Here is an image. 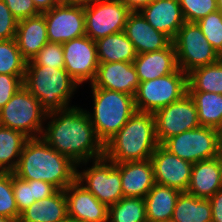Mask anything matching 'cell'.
<instances>
[{
    "instance_id": "cell-18",
    "label": "cell",
    "mask_w": 222,
    "mask_h": 222,
    "mask_svg": "<svg viewBox=\"0 0 222 222\" xmlns=\"http://www.w3.org/2000/svg\"><path fill=\"white\" fill-rule=\"evenodd\" d=\"M124 33L133 43L137 54L159 51L172 43L169 36L154 29L140 12L129 14Z\"/></svg>"
},
{
    "instance_id": "cell-41",
    "label": "cell",
    "mask_w": 222,
    "mask_h": 222,
    "mask_svg": "<svg viewBox=\"0 0 222 222\" xmlns=\"http://www.w3.org/2000/svg\"><path fill=\"white\" fill-rule=\"evenodd\" d=\"M57 191L58 189L50 183L40 180H33V192L36 202L46 197L52 196Z\"/></svg>"
},
{
    "instance_id": "cell-8",
    "label": "cell",
    "mask_w": 222,
    "mask_h": 222,
    "mask_svg": "<svg viewBox=\"0 0 222 222\" xmlns=\"http://www.w3.org/2000/svg\"><path fill=\"white\" fill-rule=\"evenodd\" d=\"M172 42L178 67L186 74L221 59L196 22H185Z\"/></svg>"
},
{
    "instance_id": "cell-16",
    "label": "cell",
    "mask_w": 222,
    "mask_h": 222,
    "mask_svg": "<svg viewBox=\"0 0 222 222\" xmlns=\"http://www.w3.org/2000/svg\"><path fill=\"white\" fill-rule=\"evenodd\" d=\"M64 192L68 217L77 222H108V207L76 180Z\"/></svg>"
},
{
    "instance_id": "cell-52",
    "label": "cell",
    "mask_w": 222,
    "mask_h": 222,
    "mask_svg": "<svg viewBox=\"0 0 222 222\" xmlns=\"http://www.w3.org/2000/svg\"><path fill=\"white\" fill-rule=\"evenodd\" d=\"M163 222H174L173 220H167V221H163Z\"/></svg>"
},
{
    "instance_id": "cell-50",
    "label": "cell",
    "mask_w": 222,
    "mask_h": 222,
    "mask_svg": "<svg viewBox=\"0 0 222 222\" xmlns=\"http://www.w3.org/2000/svg\"><path fill=\"white\" fill-rule=\"evenodd\" d=\"M59 222H77V221L74 220L73 218L67 217L66 219L59 221Z\"/></svg>"
},
{
    "instance_id": "cell-25",
    "label": "cell",
    "mask_w": 222,
    "mask_h": 222,
    "mask_svg": "<svg viewBox=\"0 0 222 222\" xmlns=\"http://www.w3.org/2000/svg\"><path fill=\"white\" fill-rule=\"evenodd\" d=\"M181 191L155 183L145 198L147 222L171 220Z\"/></svg>"
},
{
    "instance_id": "cell-14",
    "label": "cell",
    "mask_w": 222,
    "mask_h": 222,
    "mask_svg": "<svg viewBox=\"0 0 222 222\" xmlns=\"http://www.w3.org/2000/svg\"><path fill=\"white\" fill-rule=\"evenodd\" d=\"M64 69L80 86L92 83L99 66L95 41L88 36H81L63 44Z\"/></svg>"
},
{
    "instance_id": "cell-19",
    "label": "cell",
    "mask_w": 222,
    "mask_h": 222,
    "mask_svg": "<svg viewBox=\"0 0 222 222\" xmlns=\"http://www.w3.org/2000/svg\"><path fill=\"white\" fill-rule=\"evenodd\" d=\"M140 13L154 29L172 40L186 22L179 0H153Z\"/></svg>"
},
{
    "instance_id": "cell-7",
    "label": "cell",
    "mask_w": 222,
    "mask_h": 222,
    "mask_svg": "<svg viewBox=\"0 0 222 222\" xmlns=\"http://www.w3.org/2000/svg\"><path fill=\"white\" fill-rule=\"evenodd\" d=\"M187 74L178 68L164 77L140 82L134 96L136 111L154 114L187 93Z\"/></svg>"
},
{
    "instance_id": "cell-30",
    "label": "cell",
    "mask_w": 222,
    "mask_h": 222,
    "mask_svg": "<svg viewBox=\"0 0 222 222\" xmlns=\"http://www.w3.org/2000/svg\"><path fill=\"white\" fill-rule=\"evenodd\" d=\"M187 91L222 94V58L216 63L196 68L187 74Z\"/></svg>"
},
{
    "instance_id": "cell-9",
    "label": "cell",
    "mask_w": 222,
    "mask_h": 222,
    "mask_svg": "<svg viewBox=\"0 0 222 222\" xmlns=\"http://www.w3.org/2000/svg\"><path fill=\"white\" fill-rule=\"evenodd\" d=\"M76 181L107 207L124 197L120 169L105 157L93 160L81 171L76 169Z\"/></svg>"
},
{
    "instance_id": "cell-44",
    "label": "cell",
    "mask_w": 222,
    "mask_h": 222,
    "mask_svg": "<svg viewBox=\"0 0 222 222\" xmlns=\"http://www.w3.org/2000/svg\"><path fill=\"white\" fill-rule=\"evenodd\" d=\"M36 8L42 13L60 4L58 0H33Z\"/></svg>"
},
{
    "instance_id": "cell-38",
    "label": "cell",
    "mask_w": 222,
    "mask_h": 222,
    "mask_svg": "<svg viewBox=\"0 0 222 222\" xmlns=\"http://www.w3.org/2000/svg\"><path fill=\"white\" fill-rule=\"evenodd\" d=\"M25 75L0 74V109L12 98L17 90L23 86Z\"/></svg>"
},
{
    "instance_id": "cell-29",
    "label": "cell",
    "mask_w": 222,
    "mask_h": 222,
    "mask_svg": "<svg viewBox=\"0 0 222 222\" xmlns=\"http://www.w3.org/2000/svg\"><path fill=\"white\" fill-rule=\"evenodd\" d=\"M197 108L201 126L215 128L222 121V94L203 91H187Z\"/></svg>"
},
{
    "instance_id": "cell-15",
    "label": "cell",
    "mask_w": 222,
    "mask_h": 222,
    "mask_svg": "<svg viewBox=\"0 0 222 222\" xmlns=\"http://www.w3.org/2000/svg\"><path fill=\"white\" fill-rule=\"evenodd\" d=\"M155 183L186 192L192 170V163L171 154L159 145L151 156Z\"/></svg>"
},
{
    "instance_id": "cell-21",
    "label": "cell",
    "mask_w": 222,
    "mask_h": 222,
    "mask_svg": "<svg viewBox=\"0 0 222 222\" xmlns=\"http://www.w3.org/2000/svg\"><path fill=\"white\" fill-rule=\"evenodd\" d=\"M133 65L139 82L149 81L173 73L179 68L173 42L162 50L137 54Z\"/></svg>"
},
{
    "instance_id": "cell-34",
    "label": "cell",
    "mask_w": 222,
    "mask_h": 222,
    "mask_svg": "<svg viewBox=\"0 0 222 222\" xmlns=\"http://www.w3.org/2000/svg\"><path fill=\"white\" fill-rule=\"evenodd\" d=\"M196 23L208 42L222 56V13L217 10Z\"/></svg>"
},
{
    "instance_id": "cell-3",
    "label": "cell",
    "mask_w": 222,
    "mask_h": 222,
    "mask_svg": "<svg viewBox=\"0 0 222 222\" xmlns=\"http://www.w3.org/2000/svg\"><path fill=\"white\" fill-rule=\"evenodd\" d=\"M159 145L154 114L136 111L104 145V157L113 163L144 161Z\"/></svg>"
},
{
    "instance_id": "cell-22",
    "label": "cell",
    "mask_w": 222,
    "mask_h": 222,
    "mask_svg": "<svg viewBox=\"0 0 222 222\" xmlns=\"http://www.w3.org/2000/svg\"><path fill=\"white\" fill-rule=\"evenodd\" d=\"M219 189H222V172L217 158L192 165L187 193L198 198L210 199Z\"/></svg>"
},
{
    "instance_id": "cell-49",
    "label": "cell",
    "mask_w": 222,
    "mask_h": 222,
    "mask_svg": "<svg viewBox=\"0 0 222 222\" xmlns=\"http://www.w3.org/2000/svg\"><path fill=\"white\" fill-rule=\"evenodd\" d=\"M217 9L222 13V0H216Z\"/></svg>"
},
{
    "instance_id": "cell-43",
    "label": "cell",
    "mask_w": 222,
    "mask_h": 222,
    "mask_svg": "<svg viewBox=\"0 0 222 222\" xmlns=\"http://www.w3.org/2000/svg\"><path fill=\"white\" fill-rule=\"evenodd\" d=\"M123 3L131 12H140L144 7L153 0H119Z\"/></svg>"
},
{
    "instance_id": "cell-46",
    "label": "cell",
    "mask_w": 222,
    "mask_h": 222,
    "mask_svg": "<svg viewBox=\"0 0 222 222\" xmlns=\"http://www.w3.org/2000/svg\"><path fill=\"white\" fill-rule=\"evenodd\" d=\"M216 131L218 134L220 147H222V121H221L220 125L217 127Z\"/></svg>"
},
{
    "instance_id": "cell-35",
    "label": "cell",
    "mask_w": 222,
    "mask_h": 222,
    "mask_svg": "<svg viewBox=\"0 0 222 222\" xmlns=\"http://www.w3.org/2000/svg\"><path fill=\"white\" fill-rule=\"evenodd\" d=\"M179 2L186 22H197L218 10L216 0H179Z\"/></svg>"
},
{
    "instance_id": "cell-2",
    "label": "cell",
    "mask_w": 222,
    "mask_h": 222,
    "mask_svg": "<svg viewBox=\"0 0 222 222\" xmlns=\"http://www.w3.org/2000/svg\"><path fill=\"white\" fill-rule=\"evenodd\" d=\"M77 165L51 148L41 137L29 138L13 174L25 180H40L65 190L76 180Z\"/></svg>"
},
{
    "instance_id": "cell-48",
    "label": "cell",
    "mask_w": 222,
    "mask_h": 222,
    "mask_svg": "<svg viewBox=\"0 0 222 222\" xmlns=\"http://www.w3.org/2000/svg\"><path fill=\"white\" fill-rule=\"evenodd\" d=\"M0 222H19V221L11 219V218L4 217V216H0Z\"/></svg>"
},
{
    "instance_id": "cell-11",
    "label": "cell",
    "mask_w": 222,
    "mask_h": 222,
    "mask_svg": "<svg viewBox=\"0 0 222 222\" xmlns=\"http://www.w3.org/2000/svg\"><path fill=\"white\" fill-rule=\"evenodd\" d=\"M86 36L97 41L124 31L131 11L119 0H99L84 6Z\"/></svg>"
},
{
    "instance_id": "cell-23",
    "label": "cell",
    "mask_w": 222,
    "mask_h": 222,
    "mask_svg": "<svg viewBox=\"0 0 222 222\" xmlns=\"http://www.w3.org/2000/svg\"><path fill=\"white\" fill-rule=\"evenodd\" d=\"M15 40L22 56L31 60L49 42L44 15L18 21Z\"/></svg>"
},
{
    "instance_id": "cell-36",
    "label": "cell",
    "mask_w": 222,
    "mask_h": 222,
    "mask_svg": "<svg viewBox=\"0 0 222 222\" xmlns=\"http://www.w3.org/2000/svg\"><path fill=\"white\" fill-rule=\"evenodd\" d=\"M31 60L40 66L64 68L63 45L48 42Z\"/></svg>"
},
{
    "instance_id": "cell-6",
    "label": "cell",
    "mask_w": 222,
    "mask_h": 222,
    "mask_svg": "<svg viewBox=\"0 0 222 222\" xmlns=\"http://www.w3.org/2000/svg\"><path fill=\"white\" fill-rule=\"evenodd\" d=\"M46 115L39 100L23 85L0 109V125L19 131L28 138H39Z\"/></svg>"
},
{
    "instance_id": "cell-10",
    "label": "cell",
    "mask_w": 222,
    "mask_h": 222,
    "mask_svg": "<svg viewBox=\"0 0 222 222\" xmlns=\"http://www.w3.org/2000/svg\"><path fill=\"white\" fill-rule=\"evenodd\" d=\"M162 146L192 164L216 158L220 144L215 128L200 126L167 139Z\"/></svg>"
},
{
    "instance_id": "cell-45",
    "label": "cell",
    "mask_w": 222,
    "mask_h": 222,
    "mask_svg": "<svg viewBox=\"0 0 222 222\" xmlns=\"http://www.w3.org/2000/svg\"><path fill=\"white\" fill-rule=\"evenodd\" d=\"M99 0H69V4H75L80 6H87L93 4Z\"/></svg>"
},
{
    "instance_id": "cell-26",
    "label": "cell",
    "mask_w": 222,
    "mask_h": 222,
    "mask_svg": "<svg viewBox=\"0 0 222 222\" xmlns=\"http://www.w3.org/2000/svg\"><path fill=\"white\" fill-rule=\"evenodd\" d=\"M99 63L133 62L137 52L124 31L95 41Z\"/></svg>"
},
{
    "instance_id": "cell-42",
    "label": "cell",
    "mask_w": 222,
    "mask_h": 222,
    "mask_svg": "<svg viewBox=\"0 0 222 222\" xmlns=\"http://www.w3.org/2000/svg\"><path fill=\"white\" fill-rule=\"evenodd\" d=\"M212 222H222V189H219L210 199Z\"/></svg>"
},
{
    "instance_id": "cell-40",
    "label": "cell",
    "mask_w": 222,
    "mask_h": 222,
    "mask_svg": "<svg viewBox=\"0 0 222 222\" xmlns=\"http://www.w3.org/2000/svg\"><path fill=\"white\" fill-rule=\"evenodd\" d=\"M13 16L18 20L34 17L41 12L36 8L33 0H3Z\"/></svg>"
},
{
    "instance_id": "cell-28",
    "label": "cell",
    "mask_w": 222,
    "mask_h": 222,
    "mask_svg": "<svg viewBox=\"0 0 222 222\" xmlns=\"http://www.w3.org/2000/svg\"><path fill=\"white\" fill-rule=\"evenodd\" d=\"M29 138L23 133L0 125V172H13Z\"/></svg>"
},
{
    "instance_id": "cell-24",
    "label": "cell",
    "mask_w": 222,
    "mask_h": 222,
    "mask_svg": "<svg viewBox=\"0 0 222 222\" xmlns=\"http://www.w3.org/2000/svg\"><path fill=\"white\" fill-rule=\"evenodd\" d=\"M68 217L67 201L64 190L52 196L35 201L24 210L19 222H59Z\"/></svg>"
},
{
    "instance_id": "cell-4",
    "label": "cell",
    "mask_w": 222,
    "mask_h": 222,
    "mask_svg": "<svg viewBox=\"0 0 222 222\" xmlns=\"http://www.w3.org/2000/svg\"><path fill=\"white\" fill-rule=\"evenodd\" d=\"M23 85L47 113L71 107L70 100L79 87L64 68L40 66L32 60L27 61Z\"/></svg>"
},
{
    "instance_id": "cell-31",
    "label": "cell",
    "mask_w": 222,
    "mask_h": 222,
    "mask_svg": "<svg viewBox=\"0 0 222 222\" xmlns=\"http://www.w3.org/2000/svg\"><path fill=\"white\" fill-rule=\"evenodd\" d=\"M108 222H147L145 198L123 197L108 207Z\"/></svg>"
},
{
    "instance_id": "cell-20",
    "label": "cell",
    "mask_w": 222,
    "mask_h": 222,
    "mask_svg": "<svg viewBox=\"0 0 222 222\" xmlns=\"http://www.w3.org/2000/svg\"><path fill=\"white\" fill-rule=\"evenodd\" d=\"M120 169L124 197L144 198L155 184L151 159L115 163Z\"/></svg>"
},
{
    "instance_id": "cell-47",
    "label": "cell",
    "mask_w": 222,
    "mask_h": 222,
    "mask_svg": "<svg viewBox=\"0 0 222 222\" xmlns=\"http://www.w3.org/2000/svg\"><path fill=\"white\" fill-rule=\"evenodd\" d=\"M216 158L219 162V166H220V169H221V172H222V147H220L219 153L217 154Z\"/></svg>"
},
{
    "instance_id": "cell-12",
    "label": "cell",
    "mask_w": 222,
    "mask_h": 222,
    "mask_svg": "<svg viewBox=\"0 0 222 222\" xmlns=\"http://www.w3.org/2000/svg\"><path fill=\"white\" fill-rule=\"evenodd\" d=\"M156 137L162 145L167 139L200 127L197 108L187 92L179 100L154 113Z\"/></svg>"
},
{
    "instance_id": "cell-33",
    "label": "cell",
    "mask_w": 222,
    "mask_h": 222,
    "mask_svg": "<svg viewBox=\"0 0 222 222\" xmlns=\"http://www.w3.org/2000/svg\"><path fill=\"white\" fill-rule=\"evenodd\" d=\"M12 189V172H0V216L20 219Z\"/></svg>"
},
{
    "instance_id": "cell-5",
    "label": "cell",
    "mask_w": 222,
    "mask_h": 222,
    "mask_svg": "<svg viewBox=\"0 0 222 222\" xmlns=\"http://www.w3.org/2000/svg\"><path fill=\"white\" fill-rule=\"evenodd\" d=\"M93 113L87 111L97 137L105 145L136 112L134 96L103 88H91Z\"/></svg>"
},
{
    "instance_id": "cell-37",
    "label": "cell",
    "mask_w": 222,
    "mask_h": 222,
    "mask_svg": "<svg viewBox=\"0 0 222 222\" xmlns=\"http://www.w3.org/2000/svg\"><path fill=\"white\" fill-rule=\"evenodd\" d=\"M12 189L17 208L21 214L35 202L33 180L25 181L12 172Z\"/></svg>"
},
{
    "instance_id": "cell-32",
    "label": "cell",
    "mask_w": 222,
    "mask_h": 222,
    "mask_svg": "<svg viewBox=\"0 0 222 222\" xmlns=\"http://www.w3.org/2000/svg\"><path fill=\"white\" fill-rule=\"evenodd\" d=\"M27 60L22 56L15 38L0 40V74L25 75Z\"/></svg>"
},
{
    "instance_id": "cell-1",
    "label": "cell",
    "mask_w": 222,
    "mask_h": 222,
    "mask_svg": "<svg viewBox=\"0 0 222 222\" xmlns=\"http://www.w3.org/2000/svg\"><path fill=\"white\" fill-rule=\"evenodd\" d=\"M50 120L41 138L54 150L70 158L77 167L104 157V144L97 137L87 110L71 106L47 113Z\"/></svg>"
},
{
    "instance_id": "cell-13",
    "label": "cell",
    "mask_w": 222,
    "mask_h": 222,
    "mask_svg": "<svg viewBox=\"0 0 222 222\" xmlns=\"http://www.w3.org/2000/svg\"><path fill=\"white\" fill-rule=\"evenodd\" d=\"M42 14L50 43L63 44L86 35L84 6L60 3Z\"/></svg>"
},
{
    "instance_id": "cell-51",
    "label": "cell",
    "mask_w": 222,
    "mask_h": 222,
    "mask_svg": "<svg viewBox=\"0 0 222 222\" xmlns=\"http://www.w3.org/2000/svg\"><path fill=\"white\" fill-rule=\"evenodd\" d=\"M60 3H69V0H58Z\"/></svg>"
},
{
    "instance_id": "cell-17",
    "label": "cell",
    "mask_w": 222,
    "mask_h": 222,
    "mask_svg": "<svg viewBox=\"0 0 222 222\" xmlns=\"http://www.w3.org/2000/svg\"><path fill=\"white\" fill-rule=\"evenodd\" d=\"M139 83L133 62H107L99 63L90 85L135 96Z\"/></svg>"
},
{
    "instance_id": "cell-27",
    "label": "cell",
    "mask_w": 222,
    "mask_h": 222,
    "mask_svg": "<svg viewBox=\"0 0 222 222\" xmlns=\"http://www.w3.org/2000/svg\"><path fill=\"white\" fill-rule=\"evenodd\" d=\"M171 220L174 222H212L209 199L181 192L176 201Z\"/></svg>"
},
{
    "instance_id": "cell-39",
    "label": "cell",
    "mask_w": 222,
    "mask_h": 222,
    "mask_svg": "<svg viewBox=\"0 0 222 222\" xmlns=\"http://www.w3.org/2000/svg\"><path fill=\"white\" fill-rule=\"evenodd\" d=\"M18 20L13 16L6 3L0 0V40L15 38Z\"/></svg>"
}]
</instances>
